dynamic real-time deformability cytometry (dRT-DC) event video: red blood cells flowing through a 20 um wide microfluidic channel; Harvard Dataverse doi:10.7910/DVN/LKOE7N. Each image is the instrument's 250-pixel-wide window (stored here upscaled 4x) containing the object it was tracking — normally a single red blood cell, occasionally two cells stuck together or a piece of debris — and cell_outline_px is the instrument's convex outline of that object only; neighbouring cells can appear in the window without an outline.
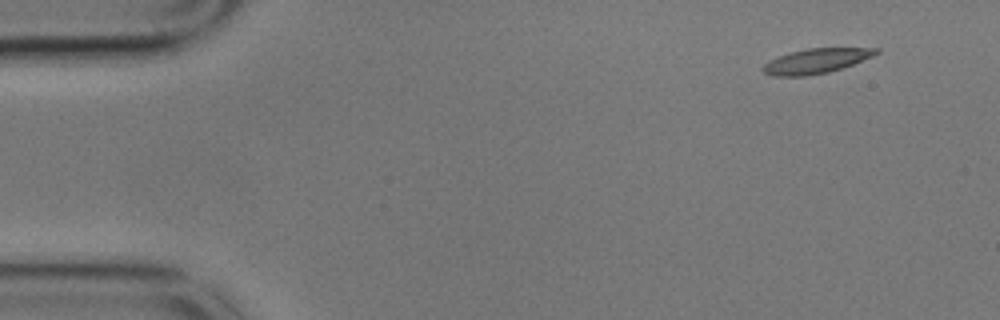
{"species": "common noctule bat (a hibernating species)", "species_latin": "Nyctalus noctula", "temperature_condition": "cold", "stored_images_in_passage": 53, "camera_frame_rate_fps": 3000, "um_per_image_px": 0.085, "animal": {"sex": "male", "body_mass_g": 17.9}, "frame": {"image": 1, "passage_image": 1, "time_ms": 0.0, "image_size_px": [1000, 320], "cell_outline_px": [[880, 52], [872, 56], [852, 64], [828, 72], [808, 76], [772, 76], [764, 72], [760, 68], [768, 60], [788, 52], [808, 48], [880, 48]], "centroid_in_image_um": [69.31, 5.18], "position_along_channel_um": 15.7, "area_um2": 16.36}}
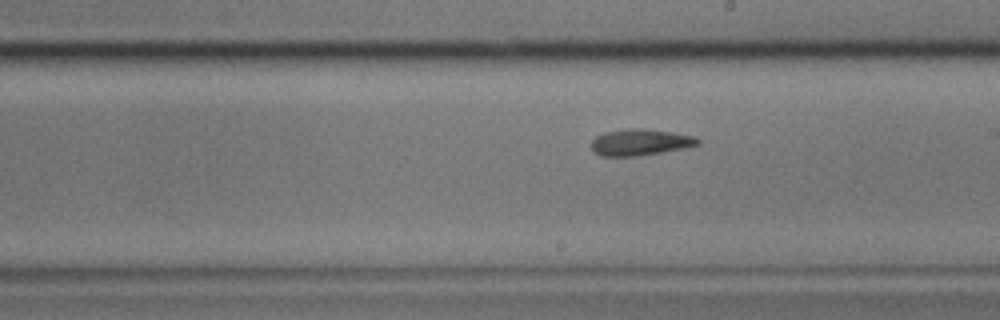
{"frame": {"image": 2, "passage_image": 28, "time_ms": 9.0, "image_size_px": [1000, 320], "cell_outline_px": [[700, 144], [688, 148], [640, 156], [600, 156], [592, 148], [592, 140], [596, 136], [604, 132], [628, 128], [644, 128], [672, 132], [696, 136], [700, 140]], "centroid_in_image_um": [54.47, 12.09], "position_along_channel_um": 234.5, "area_um2": 16.65}}
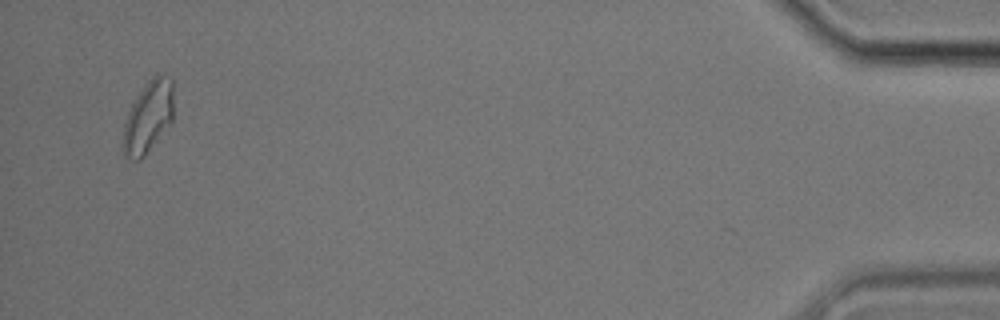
{"frame": {"image": 3, "passage_image": 51, "time_ms": 16.667, "image_size_px": [1000, 320], "cell_outline_px": [[172, 120], [144, 156], [140, 160], [132, 160], [124, 156], [124, 124], [128, 112], [132, 104], [148, 80], [156, 72], [164, 72], [172, 76]], "centroid_in_image_um": [12.61, 9.87], "position_along_channel_um": 422.6, "area_um2": 20.87}, "authors_computed_cell_mechanics": {"area_um2": 16.9932, "velocity_mm_per_s": 3.5184, "shape_relaxation_time_tau1_ms": 8.2675, "shape_relaxation_time_tau2_ms": 3.9756, "deformation_change_tau1": 0.1584, "deformation_change_tau2": 0.1033}}